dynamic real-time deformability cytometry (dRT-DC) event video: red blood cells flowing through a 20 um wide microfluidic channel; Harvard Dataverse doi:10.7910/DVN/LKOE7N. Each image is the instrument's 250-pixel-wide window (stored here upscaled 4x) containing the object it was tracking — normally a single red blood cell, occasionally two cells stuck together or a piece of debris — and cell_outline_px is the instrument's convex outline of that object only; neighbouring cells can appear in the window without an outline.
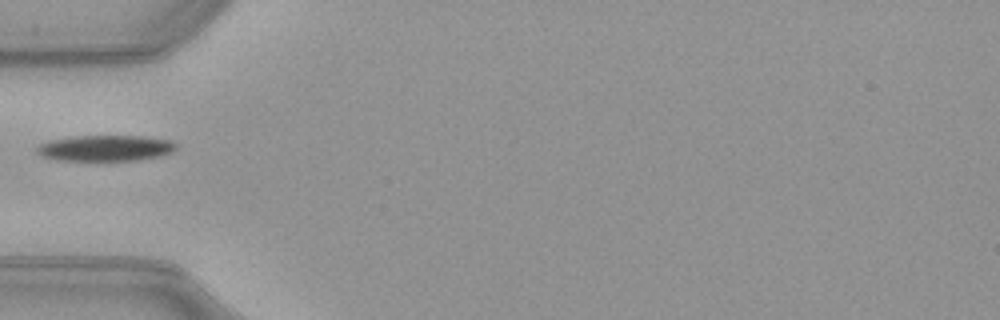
{"species": "common noctule bat (a hibernating species)", "species_latin": "Nyctalus noctula", "temperature_condition": "warm", "stored_images_in_passage": 35, "camera_frame_rate_fps": 3000, "um_per_image_px": 0.085, "animal": {"sex": "female", "body_mass_g": 21.9}, "frame": {"image": 1, "passage_image": 1, "time_ms": 0.0, "image_size_px": [1000, 320], "cell_outline_px": [[176, 148], [172, 152], [160, 156], [140, 160], [56, 160], [44, 156], [36, 152], [36, 148], [40, 144], [48, 140], [76, 136], [144, 136], [168, 140], [176, 144]], "centroid_in_image_um": [8.96, 12.59], "position_along_channel_um": 76.0, "area_um2": 20.92}}
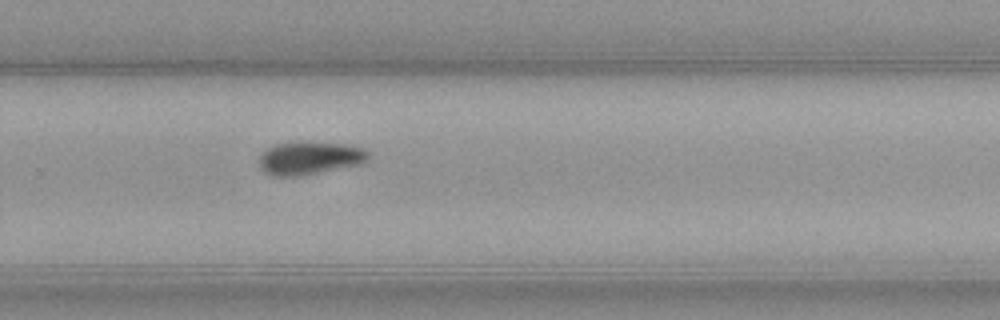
{"frame": {"image": 2, "passage_image": 18, "time_ms": 5.667, "image_size_px": [1000, 320], "cell_outline_px": [[368, 160], [360, 164], [300, 176], [272, 176], [264, 172], [260, 168], [256, 160], [260, 152], [276, 144], [304, 140], [352, 144], [364, 148], [368, 152]], "centroid_in_image_um": [26.28, 13.4], "position_along_channel_um": 303.5, "area_um2": 21.79}}
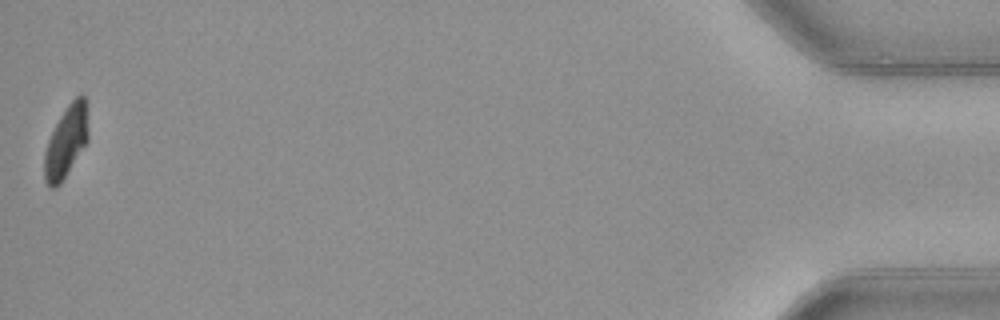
{"frame": {"image": 3, "passage_image": 35, "time_ms": 11.333, "image_size_px": [1000, 320], "cell_outline_px": [[88, 140], [60, 184], [56, 188], [48, 188], [44, 180], [44, 152], [48, 140], [60, 116], [68, 104], [80, 92], [84, 96], [88, 132]], "centroid_in_image_um": [5.59, 12.07], "position_along_channel_um": 429.6, "area_um2": 18.15}}